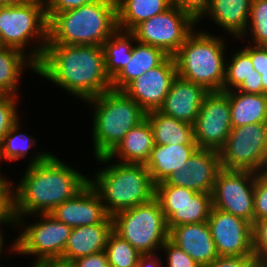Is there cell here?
I'll return each instance as SVG.
<instances>
[{
	"label": "cell",
	"instance_id": "cell-29",
	"mask_svg": "<svg viewBox=\"0 0 267 267\" xmlns=\"http://www.w3.org/2000/svg\"><path fill=\"white\" fill-rule=\"evenodd\" d=\"M146 119L152 127L154 144L197 145L192 125L165 115L159 110L147 112Z\"/></svg>",
	"mask_w": 267,
	"mask_h": 267
},
{
	"label": "cell",
	"instance_id": "cell-57",
	"mask_svg": "<svg viewBox=\"0 0 267 267\" xmlns=\"http://www.w3.org/2000/svg\"><path fill=\"white\" fill-rule=\"evenodd\" d=\"M36 1H40V2H43V3H45V2H46V0H36Z\"/></svg>",
	"mask_w": 267,
	"mask_h": 267
},
{
	"label": "cell",
	"instance_id": "cell-26",
	"mask_svg": "<svg viewBox=\"0 0 267 267\" xmlns=\"http://www.w3.org/2000/svg\"><path fill=\"white\" fill-rule=\"evenodd\" d=\"M197 145H159L155 144L146 168L156 185L165 181L174 171H181Z\"/></svg>",
	"mask_w": 267,
	"mask_h": 267
},
{
	"label": "cell",
	"instance_id": "cell-10",
	"mask_svg": "<svg viewBox=\"0 0 267 267\" xmlns=\"http://www.w3.org/2000/svg\"><path fill=\"white\" fill-rule=\"evenodd\" d=\"M266 151L267 130L265 123L232 128L227 141L219 150L221 168L259 173Z\"/></svg>",
	"mask_w": 267,
	"mask_h": 267
},
{
	"label": "cell",
	"instance_id": "cell-42",
	"mask_svg": "<svg viewBox=\"0 0 267 267\" xmlns=\"http://www.w3.org/2000/svg\"><path fill=\"white\" fill-rule=\"evenodd\" d=\"M254 262V255L218 256L202 267H250Z\"/></svg>",
	"mask_w": 267,
	"mask_h": 267
},
{
	"label": "cell",
	"instance_id": "cell-35",
	"mask_svg": "<svg viewBox=\"0 0 267 267\" xmlns=\"http://www.w3.org/2000/svg\"><path fill=\"white\" fill-rule=\"evenodd\" d=\"M19 98L12 95H0V142L3 136L21 116L18 110L20 109Z\"/></svg>",
	"mask_w": 267,
	"mask_h": 267
},
{
	"label": "cell",
	"instance_id": "cell-20",
	"mask_svg": "<svg viewBox=\"0 0 267 267\" xmlns=\"http://www.w3.org/2000/svg\"><path fill=\"white\" fill-rule=\"evenodd\" d=\"M168 239L201 267L218 257L207 221L171 227Z\"/></svg>",
	"mask_w": 267,
	"mask_h": 267
},
{
	"label": "cell",
	"instance_id": "cell-19",
	"mask_svg": "<svg viewBox=\"0 0 267 267\" xmlns=\"http://www.w3.org/2000/svg\"><path fill=\"white\" fill-rule=\"evenodd\" d=\"M208 93L209 91L202 85L177 75L159 111L193 126Z\"/></svg>",
	"mask_w": 267,
	"mask_h": 267
},
{
	"label": "cell",
	"instance_id": "cell-24",
	"mask_svg": "<svg viewBox=\"0 0 267 267\" xmlns=\"http://www.w3.org/2000/svg\"><path fill=\"white\" fill-rule=\"evenodd\" d=\"M22 120L19 118L9 129V131L3 136L0 142V160L1 162H10L16 163L21 159L30 158L28 159L27 165H32L36 163L43 162L52 152L42 150H36L35 147L36 141H38L34 136L31 134H27V132L23 133L21 130ZM35 149L32 151V149ZM32 151V154L31 151ZM44 151V152H43ZM28 156V157H27Z\"/></svg>",
	"mask_w": 267,
	"mask_h": 267
},
{
	"label": "cell",
	"instance_id": "cell-3",
	"mask_svg": "<svg viewBox=\"0 0 267 267\" xmlns=\"http://www.w3.org/2000/svg\"><path fill=\"white\" fill-rule=\"evenodd\" d=\"M95 159L104 167L93 172L89 183L99 193L109 216L155 197V184L146 165L119 163L108 156Z\"/></svg>",
	"mask_w": 267,
	"mask_h": 267
},
{
	"label": "cell",
	"instance_id": "cell-47",
	"mask_svg": "<svg viewBox=\"0 0 267 267\" xmlns=\"http://www.w3.org/2000/svg\"><path fill=\"white\" fill-rule=\"evenodd\" d=\"M160 255L162 254H142L139 258L137 267H165Z\"/></svg>",
	"mask_w": 267,
	"mask_h": 267
},
{
	"label": "cell",
	"instance_id": "cell-43",
	"mask_svg": "<svg viewBox=\"0 0 267 267\" xmlns=\"http://www.w3.org/2000/svg\"><path fill=\"white\" fill-rule=\"evenodd\" d=\"M76 267H109L105 251L77 258L73 261Z\"/></svg>",
	"mask_w": 267,
	"mask_h": 267
},
{
	"label": "cell",
	"instance_id": "cell-13",
	"mask_svg": "<svg viewBox=\"0 0 267 267\" xmlns=\"http://www.w3.org/2000/svg\"><path fill=\"white\" fill-rule=\"evenodd\" d=\"M155 198L161 205L168 229L208 221L212 209L211 194L184 187L155 185Z\"/></svg>",
	"mask_w": 267,
	"mask_h": 267
},
{
	"label": "cell",
	"instance_id": "cell-27",
	"mask_svg": "<svg viewBox=\"0 0 267 267\" xmlns=\"http://www.w3.org/2000/svg\"><path fill=\"white\" fill-rule=\"evenodd\" d=\"M26 69L37 74V64L28 55L16 48L0 46V95L20 97V79Z\"/></svg>",
	"mask_w": 267,
	"mask_h": 267
},
{
	"label": "cell",
	"instance_id": "cell-53",
	"mask_svg": "<svg viewBox=\"0 0 267 267\" xmlns=\"http://www.w3.org/2000/svg\"><path fill=\"white\" fill-rule=\"evenodd\" d=\"M250 267H262V261H255Z\"/></svg>",
	"mask_w": 267,
	"mask_h": 267
},
{
	"label": "cell",
	"instance_id": "cell-37",
	"mask_svg": "<svg viewBox=\"0 0 267 267\" xmlns=\"http://www.w3.org/2000/svg\"><path fill=\"white\" fill-rule=\"evenodd\" d=\"M255 221L267 218V175L256 173L254 185Z\"/></svg>",
	"mask_w": 267,
	"mask_h": 267
},
{
	"label": "cell",
	"instance_id": "cell-32",
	"mask_svg": "<svg viewBox=\"0 0 267 267\" xmlns=\"http://www.w3.org/2000/svg\"><path fill=\"white\" fill-rule=\"evenodd\" d=\"M228 55L226 60L225 79L223 83V92L236 90L245 78L251 75H257L250 59V55L242 48L238 47L236 51Z\"/></svg>",
	"mask_w": 267,
	"mask_h": 267
},
{
	"label": "cell",
	"instance_id": "cell-34",
	"mask_svg": "<svg viewBox=\"0 0 267 267\" xmlns=\"http://www.w3.org/2000/svg\"><path fill=\"white\" fill-rule=\"evenodd\" d=\"M244 38L248 39L250 44L267 46V0L251 1L247 30L241 38L235 41L241 39L242 42H247Z\"/></svg>",
	"mask_w": 267,
	"mask_h": 267
},
{
	"label": "cell",
	"instance_id": "cell-50",
	"mask_svg": "<svg viewBox=\"0 0 267 267\" xmlns=\"http://www.w3.org/2000/svg\"><path fill=\"white\" fill-rule=\"evenodd\" d=\"M26 0H0V6L21 4Z\"/></svg>",
	"mask_w": 267,
	"mask_h": 267
},
{
	"label": "cell",
	"instance_id": "cell-7",
	"mask_svg": "<svg viewBox=\"0 0 267 267\" xmlns=\"http://www.w3.org/2000/svg\"><path fill=\"white\" fill-rule=\"evenodd\" d=\"M48 43L45 3L26 0L0 6V46L16 48L38 64Z\"/></svg>",
	"mask_w": 267,
	"mask_h": 267
},
{
	"label": "cell",
	"instance_id": "cell-14",
	"mask_svg": "<svg viewBox=\"0 0 267 267\" xmlns=\"http://www.w3.org/2000/svg\"><path fill=\"white\" fill-rule=\"evenodd\" d=\"M231 129L228 94L223 91L209 92L193 125L194 141L198 148L219 151L227 141Z\"/></svg>",
	"mask_w": 267,
	"mask_h": 267
},
{
	"label": "cell",
	"instance_id": "cell-36",
	"mask_svg": "<svg viewBox=\"0 0 267 267\" xmlns=\"http://www.w3.org/2000/svg\"><path fill=\"white\" fill-rule=\"evenodd\" d=\"M160 253L165 256V267H201L169 239L162 245Z\"/></svg>",
	"mask_w": 267,
	"mask_h": 267
},
{
	"label": "cell",
	"instance_id": "cell-45",
	"mask_svg": "<svg viewBox=\"0 0 267 267\" xmlns=\"http://www.w3.org/2000/svg\"><path fill=\"white\" fill-rule=\"evenodd\" d=\"M236 90L245 93L263 94L261 75L257 72V75H251L249 78H245Z\"/></svg>",
	"mask_w": 267,
	"mask_h": 267
},
{
	"label": "cell",
	"instance_id": "cell-16",
	"mask_svg": "<svg viewBox=\"0 0 267 267\" xmlns=\"http://www.w3.org/2000/svg\"><path fill=\"white\" fill-rule=\"evenodd\" d=\"M177 76L173 56H168L159 66L134 79L123 91L146 112L159 110Z\"/></svg>",
	"mask_w": 267,
	"mask_h": 267
},
{
	"label": "cell",
	"instance_id": "cell-40",
	"mask_svg": "<svg viewBox=\"0 0 267 267\" xmlns=\"http://www.w3.org/2000/svg\"><path fill=\"white\" fill-rule=\"evenodd\" d=\"M95 1L98 0H46L45 12L47 20H49L55 13L79 8L82 5L90 4Z\"/></svg>",
	"mask_w": 267,
	"mask_h": 267
},
{
	"label": "cell",
	"instance_id": "cell-55",
	"mask_svg": "<svg viewBox=\"0 0 267 267\" xmlns=\"http://www.w3.org/2000/svg\"><path fill=\"white\" fill-rule=\"evenodd\" d=\"M30 267H42L40 264H33L32 263V266H30Z\"/></svg>",
	"mask_w": 267,
	"mask_h": 267
},
{
	"label": "cell",
	"instance_id": "cell-11",
	"mask_svg": "<svg viewBox=\"0 0 267 267\" xmlns=\"http://www.w3.org/2000/svg\"><path fill=\"white\" fill-rule=\"evenodd\" d=\"M196 27L197 23L189 15L172 5L163 13L141 22L131 32L136 41L158 47L173 56Z\"/></svg>",
	"mask_w": 267,
	"mask_h": 267
},
{
	"label": "cell",
	"instance_id": "cell-15",
	"mask_svg": "<svg viewBox=\"0 0 267 267\" xmlns=\"http://www.w3.org/2000/svg\"><path fill=\"white\" fill-rule=\"evenodd\" d=\"M207 223L218 256L254 255L251 223L214 207Z\"/></svg>",
	"mask_w": 267,
	"mask_h": 267
},
{
	"label": "cell",
	"instance_id": "cell-31",
	"mask_svg": "<svg viewBox=\"0 0 267 267\" xmlns=\"http://www.w3.org/2000/svg\"><path fill=\"white\" fill-rule=\"evenodd\" d=\"M136 41L131 31L117 29L102 45L105 56V69L112 80L131 59L133 44Z\"/></svg>",
	"mask_w": 267,
	"mask_h": 267
},
{
	"label": "cell",
	"instance_id": "cell-41",
	"mask_svg": "<svg viewBox=\"0 0 267 267\" xmlns=\"http://www.w3.org/2000/svg\"><path fill=\"white\" fill-rule=\"evenodd\" d=\"M243 49L250 55L254 69L261 75L267 73V46L243 43Z\"/></svg>",
	"mask_w": 267,
	"mask_h": 267
},
{
	"label": "cell",
	"instance_id": "cell-4",
	"mask_svg": "<svg viewBox=\"0 0 267 267\" xmlns=\"http://www.w3.org/2000/svg\"><path fill=\"white\" fill-rule=\"evenodd\" d=\"M117 29L116 0H98L55 13L47 44L102 46Z\"/></svg>",
	"mask_w": 267,
	"mask_h": 267
},
{
	"label": "cell",
	"instance_id": "cell-48",
	"mask_svg": "<svg viewBox=\"0 0 267 267\" xmlns=\"http://www.w3.org/2000/svg\"><path fill=\"white\" fill-rule=\"evenodd\" d=\"M42 267H76L73 261L64 259H51L40 263Z\"/></svg>",
	"mask_w": 267,
	"mask_h": 267
},
{
	"label": "cell",
	"instance_id": "cell-6",
	"mask_svg": "<svg viewBox=\"0 0 267 267\" xmlns=\"http://www.w3.org/2000/svg\"><path fill=\"white\" fill-rule=\"evenodd\" d=\"M198 28L173 55L177 75L202 85L209 92L223 91L228 48L225 35L210 33L206 27Z\"/></svg>",
	"mask_w": 267,
	"mask_h": 267
},
{
	"label": "cell",
	"instance_id": "cell-39",
	"mask_svg": "<svg viewBox=\"0 0 267 267\" xmlns=\"http://www.w3.org/2000/svg\"><path fill=\"white\" fill-rule=\"evenodd\" d=\"M184 13L189 15L196 23L207 12L211 0H172Z\"/></svg>",
	"mask_w": 267,
	"mask_h": 267
},
{
	"label": "cell",
	"instance_id": "cell-33",
	"mask_svg": "<svg viewBox=\"0 0 267 267\" xmlns=\"http://www.w3.org/2000/svg\"><path fill=\"white\" fill-rule=\"evenodd\" d=\"M105 252L109 267H137L142 253L114 231L108 237Z\"/></svg>",
	"mask_w": 267,
	"mask_h": 267
},
{
	"label": "cell",
	"instance_id": "cell-46",
	"mask_svg": "<svg viewBox=\"0 0 267 267\" xmlns=\"http://www.w3.org/2000/svg\"><path fill=\"white\" fill-rule=\"evenodd\" d=\"M3 174L0 172V204H11L12 179Z\"/></svg>",
	"mask_w": 267,
	"mask_h": 267
},
{
	"label": "cell",
	"instance_id": "cell-22",
	"mask_svg": "<svg viewBox=\"0 0 267 267\" xmlns=\"http://www.w3.org/2000/svg\"><path fill=\"white\" fill-rule=\"evenodd\" d=\"M112 231L111 216H108L102 223L72 228L62 259L74 261L83 256L105 251Z\"/></svg>",
	"mask_w": 267,
	"mask_h": 267
},
{
	"label": "cell",
	"instance_id": "cell-9",
	"mask_svg": "<svg viewBox=\"0 0 267 267\" xmlns=\"http://www.w3.org/2000/svg\"><path fill=\"white\" fill-rule=\"evenodd\" d=\"M32 216L33 219L35 217L33 222L25 219L15 220V228L19 232L14 237L16 239L15 256L32 255L33 264H40L51 259H62L72 228L57 220L50 213Z\"/></svg>",
	"mask_w": 267,
	"mask_h": 267
},
{
	"label": "cell",
	"instance_id": "cell-28",
	"mask_svg": "<svg viewBox=\"0 0 267 267\" xmlns=\"http://www.w3.org/2000/svg\"><path fill=\"white\" fill-rule=\"evenodd\" d=\"M225 92L228 94L230 103L232 128L266 122V94H252L237 90Z\"/></svg>",
	"mask_w": 267,
	"mask_h": 267
},
{
	"label": "cell",
	"instance_id": "cell-12",
	"mask_svg": "<svg viewBox=\"0 0 267 267\" xmlns=\"http://www.w3.org/2000/svg\"><path fill=\"white\" fill-rule=\"evenodd\" d=\"M256 172L221 169L212 191V207L255 223L254 185Z\"/></svg>",
	"mask_w": 267,
	"mask_h": 267
},
{
	"label": "cell",
	"instance_id": "cell-23",
	"mask_svg": "<svg viewBox=\"0 0 267 267\" xmlns=\"http://www.w3.org/2000/svg\"><path fill=\"white\" fill-rule=\"evenodd\" d=\"M154 145L152 127L145 119L123 137L108 157L119 163L146 165Z\"/></svg>",
	"mask_w": 267,
	"mask_h": 267
},
{
	"label": "cell",
	"instance_id": "cell-21",
	"mask_svg": "<svg viewBox=\"0 0 267 267\" xmlns=\"http://www.w3.org/2000/svg\"><path fill=\"white\" fill-rule=\"evenodd\" d=\"M252 0H211L204 16L197 22L208 17L212 23L221 28L233 39L241 38L247 30Z\"/></svg>",
	"mask_w": 267,
	"mask_h": 267
},
{
	"label": "cell",
	"instance_id": "cell-52",
	"mask_svg": "<svg viewBox=\"0 0 267 267\" xmlns=\"http://www.w3.org/2000/svg\"><path fill=\"white\" fill-rule=\"evenodd\" d=\"M259 173H262V174H266L267 175V151H266V155H265V159H264L262 168H261V170H260Z\"/></svg>",
	"mask_w": 267,
	"mask_h": 267
},
{
	"label": "cell",
	"instance_id": "cell-54",
	"mask_svg": "<svg viewBox=\"0 0 267 267\" xmlns=\"http://www.w3.org/2000/svg\"><path fill=\"white\" fill-rule=\"evenodd\" d=\"M262 267H267V260L266 261H262Z\"/></svg>",
	"mask_w": 267,
	"mask_h": 267
},
{
	"label": "cell",
	"instance_id": "cell-18",
	"mask_svg": "<svg viewBox=\"0 0 267 267\" xmlns=\"http://www.w3.org/2000/svg\"><path fill=\"white\" fill-rule=\"evenodd\" d=\"M50 214L71 228L102 223L109 216L99 193L90 183L57 205Z\"/></svg>",
	"mask_w": 267,
	"mask_h": 267
},
{
	"label": "cell",
	"instance_id": "cell-1",
	"mask_svg": "<svg viewBox=\"0 0 267 267\" xmlns=\"http://www.w3.org/2000/svg\"><path fill=\"white\" fill-rule=\"evenodd\" d=\"M57 156L51 153L43 162L25 166L18 183L12 180L11 217L14 221L50 213L89 183L88 174L84 175Z\"/></svg>",
	"mask_w": 267,
	"mask_h": 267
},
{
	"label": "cell",
	"instance_id": "cell-5",
	"mask_svg": "<svg viewBox=\"0 0 267 267\" xmlns=\"http://www.w3.org/2000/svg\"><path fill=\"white\" fill-rule=\"evenodd\" d=\"M85 103L93 109L88 113H92L94 160L108 156L132 128L146 119L147 112L124 91L110 89Z\"/></svg>",
	"mask_w": 267,
	"mask_h": 267
},
{
	"label": "cell",
	"instance_id": "cell-44",
	"mask_svg": "<svg viewBox=\"0 0 267 267\" xmlns=\"http://www.w3.org/2000/svg\"><path fill=\"white\" fill-rule=\"evenodd\" d=\"M4 225V226H3ZM8 227V226H10V227H12L13 226V228L14 227H16L15 226V221L12 219V217H6L1 223H0V261H1V256H3L4 255V253L8 250V254H9V257L11 256V255H13V254H16V239H11V241L12 242H10L9 244L10 245H7L6 244V240L5 239H7V238H4V237H6L5 236V234H4V228L6 229V226ZM2 226H3V228H2ZM5 246V247H4ZM6 246H7V248H6ZM9 246V247H8ZM6 249V251H5V249ZM4 252V253H3ZM3 253V254H2ZM11 254V255H10ZM0 267H4V266H2V264H0Z\"/></svg>",
	"mask_w": 267,
	"mask_h": 267
},
{
	"label": "cell",
	"instance_id": "cell-8",
	"mask_svg": "<svg viewBox=\"0 0 267 267\" xmlns=\"http://www.w3.org/2000/svg\"><path fill=\"white\" fill-rule=\"evenodd\" d=\"M112 221L113 231L142 254L159 253L169 238L167 220L155 197L114 214Z\"/></svg>",
	"mask_w": 267,
	"mask_h": 267
},
{
	"label": "cell",
	"instance_id": "cell-38",
	"mask_svg": "<svg viewBox=\"0 0 267 267\" xmlns=\"http://www.w3.org/2000/svg\"><path fill=\"white\" fill-rule=\"evenodd\" d=\"M253 254L255 261L267 260V218L253 224Z\"/></svg>",
	"mask_w": 267,
	"mask_h": 267
},
{
	"label": "cell",
	"instance_id": "cell-30",
	"mask_svg": "<svg viewBox=\"0 0 267 267\" xmlns=\"http://www.w3.org/2000/svg\"><path fill=\"white\" fill-rule=\"evenodd\" d=\"M172 0H116L117 28L132 31L138 24L163 13Z\"/></svg>",
	"mask_w": 267,
	"mask_h": 267
},
{
	"label": "cell",
	"instance_id": "cell-51",
	"mask_svg": "<svg viewBox=\"0 0 267 267\" xmlns=\"http://www.w3.org/2000/svg\"><path fill=\"white\" fill-rule=\"evenodd\" d=\"M261 81L263 85V94L267 95V73H261Z\"/></svg>",
	"mask_w": 267,
	"mask_h": 267
},
{
	"label": "cell",
	"instance_id": "cell-49",
	"mask_svg": "<svg viewBox=\"0 0 267 267\" xmlns=\"http://www.w3.org/2000/svg\"><path fill=\"white\" fill-rule=\"evenodd\" d=\"M6 217H11V204H0V223Z\"/></svg>",
	"mask_w": 267,
	"mask_h": 267
},
{
	"label": "cell",
	"instance_id": "cell-2",
	"mask_svg": "<svg viewBox=\"0 0 267 267\" xmlns=\"http://www.w3.org/2000/svg\"><path fill=\"white\" fill-rule=\"evenodd\" d=\"M38 76L81 102L112 89L102 46L47 44Z\"/></svg>",
	"mask_w": 267,
	"mask_h": 267
},
{
	"label": "cell",
	"instance_id": "cell-25",
	"mask_svg": "<svg viewBox=\"0 0 267 267\" xmlns=\"http://www.w3.org/2000/svg\"><path fill=\"white\" fill-rule=\"evenodd\" d=\"M167 57L162 49L135 41L131 59L111 80L112 89L123 91L134 79L159 66Z\"/></svg>",
	"mask_w": 267,
	"mask_h": 267
},
{
	"label": "cell",
	"instance_id": "cell-17",
	"mask_svg": "<svg viewBox=\"0 0 267 267\" xmlns=\"http://www.w3.org/2000/svg\"><path fill=\"white\" fill-rule=\"evenodd\" d=\"M219 151L197 148L181 167L156 185H172L212 194L215 179L221 170Z\"/></svg>",
	"mask_w": 267,
	"mask_h": 267
},
{
	"label": "cell",
	"instance_id": "cell-56",
	"mask_svg": "<svg viewBox=\"0 0 267 267\" xmlns=\"http://www.w3.org/2000/svg\"><path fill=\"white\" fill-rule=\"evenodd\" d=\"M1 160H0V172L3 170V167L1 166ZM2 169V170H1Z\"/></svg>",
	"mask_w": 267,
	"mask_h": 267
}]
</instances>
